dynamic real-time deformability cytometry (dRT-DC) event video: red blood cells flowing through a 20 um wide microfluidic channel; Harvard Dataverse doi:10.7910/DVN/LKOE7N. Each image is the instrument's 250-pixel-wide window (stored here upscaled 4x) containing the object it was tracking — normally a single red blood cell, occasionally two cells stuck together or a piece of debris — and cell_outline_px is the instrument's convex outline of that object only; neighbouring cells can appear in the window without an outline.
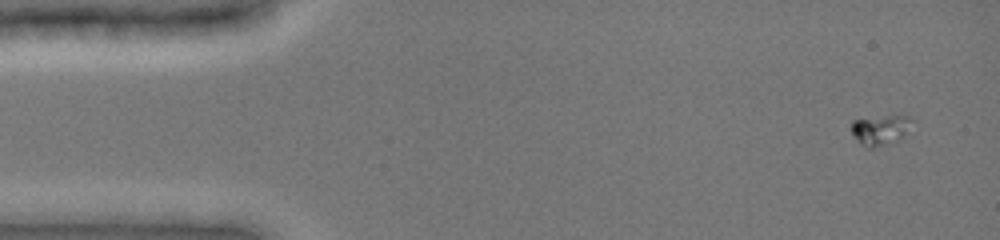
{"species": "common noctule bat (a hibernating species)", "species_latin": "Nyctalus noctula", "temperature_condition": "cold", "stored_images_in_passage": 25, "camera_frame_rate_fps": 3000, "um_per_image_px": 0.085, "animal": {"sex": "female", "body_mass_g": 19.0, "forearm_length_mm": 51.5}, "frame": {"image": 1, "passage_image": 4, "time_ms": 1.0, "image_size_px": [1000, 240], "cell_outline_px": [[916, 120], [908, 132], [896, 140], [872, 148], [868, 148], [860, 144], [856, 140], [852, 132], [852, 120], [888, 116], [912, 116]], "centroid_in_image_um": [74.88, 11.02], "position_along_channel_um": 10.1, "area_um2": 10.58}}
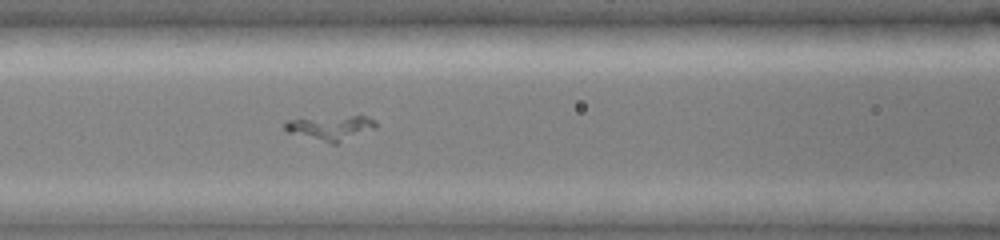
{"frame": {"image": 2, "passage_image": 22, "time_ms": 7.667, "image_size_px": [1000, 240], "cell_outline_px": [[376, 128], [336, 144], [332, 144], [288, 132], [284, 128], [284, 120], [352, 116], [364, 116], [376, 120]], "centroid_in_image_um": [28.12, 10.87], "position_along_channel_um": 138.5, "area_um2": 12.83}}
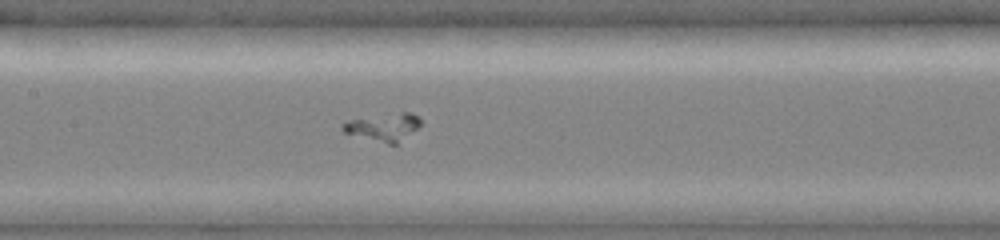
{"frame": {"image": 3, "passage_image": 25, "time_ms": 8.667, "image_size_px": [1000, 240], "cell_outline_px": [[420, 124], [416, 128], [396, 144], [388, 144], [344, 132], [340, 128], [340, 124], [352, 120], [400, 112], [412, 112], [420, 116]], "centroid_in_image_um": [32.61, 10.79], "position_along_channel_um": 174.8, "area_um2": 12.14}}